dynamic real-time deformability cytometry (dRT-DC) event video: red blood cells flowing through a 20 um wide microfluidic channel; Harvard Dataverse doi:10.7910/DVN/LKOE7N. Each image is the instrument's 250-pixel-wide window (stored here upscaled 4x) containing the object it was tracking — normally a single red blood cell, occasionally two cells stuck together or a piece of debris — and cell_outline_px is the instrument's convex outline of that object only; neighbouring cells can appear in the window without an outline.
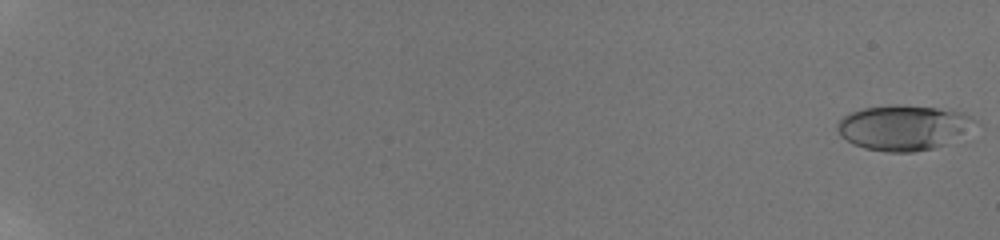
{"species": "human", "species_latin": "Homo sapiens", "temperature_condition": "room temperature", "stored_images_in_passage": 58, "camera_frame_rate_fps": 3000, "um_per_image_px": 0.085, "donor": {"sex": "male"}, "frame": {"image": 1, "passage_image": 1, "time_ms": 0.0, "image_size_px": [1000, 240], "cell_outline_px": [[980, 124], [944, 144], [932, 148], [912, 152], [888, 152], [864, 148], [852, 144], [840, 136], [836, 128], [836, 124], [844, 116], [852, 112], [864, 108], [892, 104], [904, 104], [936, 108], [964, 112], [976, 120]], "centroid_in_image_um": [76.78, 10.83], "position_along_channel_um": 8.2, "area_um2": 36.3}}
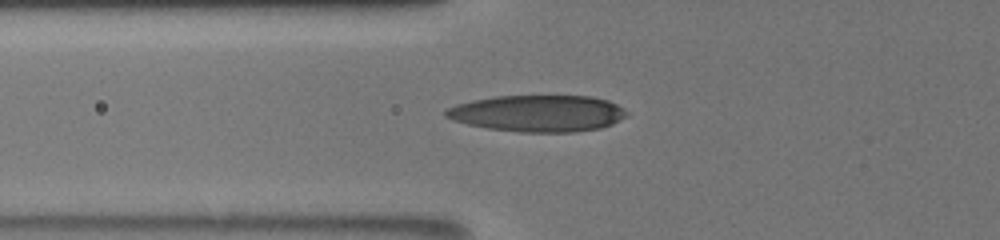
{"frame": {"image": 2, "passage_image": 26, "time_ms": 8.333, "image_size_px": [1000, 240], "cell_outline_px": [[628, 116], [612, 124], [600, 128], [572, 132], [520, 132], [488, 128], [468, 124], [444, 116], [444, 112], [448, 108], [456, 104], [472, 100], [492, 96], [592, 96], [608, 100], [624, 108], [628, 112]], "centroid_in_image_um": [45.75, 9.63], "position_along_channel_um": 80.0, "area_um2": 38.61}}
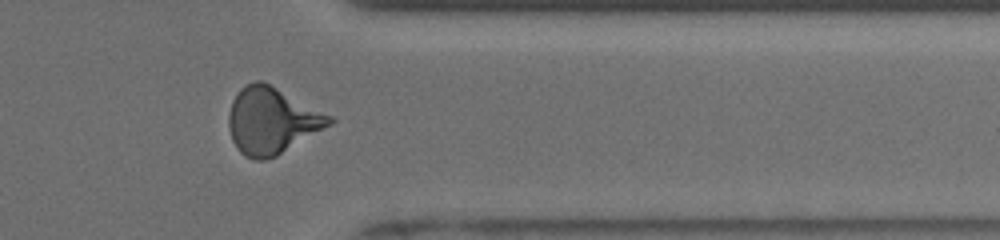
{"frame": {"image": 3, "passage_image": 50, "time_ms": 16.333, "image_size_px": [1000, 240], "cell_outline_px": [[336, 120], [332, 124], [276, 156], [264, 160], [256, 160], [244, 156], [236, 148], [232, 140], [228, 128], [228, 116], [232, 100], [236, 92], [244, 84], [256, 80], [260, 80], [332, 116]], "centroid_in_image_um": [23.06, 10.27], "position_along_channel_um": 388.3, "area_um2": 38.84}, "authors_computed_cell_mechanics": {"area_um2": 36.3562, "velocity_mm_per_s": 3.9072, "shape_relaxation_time_tau1_ms": 5.5222, "shape_relaxation_time_tau2_ms": 1.4688, "deformation_change_tau1": 0.2126, "deformation_change_tau2": 0.0897}}